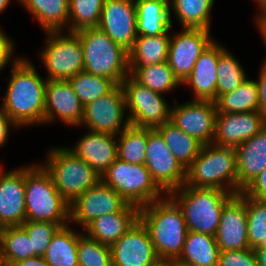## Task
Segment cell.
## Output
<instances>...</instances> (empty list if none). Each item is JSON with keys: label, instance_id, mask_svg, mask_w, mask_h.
Wrapping results in <instances>:
<instances>
[{"label": "cell", "instance_id": "cell-50", "mask_svg": "<svg viewBox=\"0 0 266 266\" xmlns=\"http://www.w3.org/2000/svg\"><path fill=\"white\" fill-rule=\"evenodd\" d=\"M258 266H266V244L254 249Z\"/></svg>", "mask_w": 266, "mask_h": 266}, {"label": "cell", "instance_id": "cell-34", "mask_svg": "<svg viewBox=\"0 0 266 266\" xmlns=\"http://www.w3.org/2000/svg\"><path fill=\"white\" fill-rule=\"evenodd\" d=\"M217 113H242L258 110V88L247 78L237 89L220 95L215 101Z\"/></svg>", "mask_w": 266, "mask_h": 266}, {"label": "cell", "instance_id": "cell-42", "mask_svg": "<svg viewBox=\"0 0 266 266\" xmlns=\"http://www.w3.org/2000/svg\"><path fill=\"white\" fill-rule=\"evenodd\" d=\"M21 226L31 239L34 254L40 257L44 256L51 238L61 227L57 223L39 221H25Z\"/></svg>", "mask_w": 266, "mask_h": 266}, {"label": "cell", "instance_id": "cell-32", "mask_svg": "<svg viewBox=\"0 0 266 266\" xmlns=\"http://www.w3.org/2000/svg\"><path fill=\"white\" fill-rule=\"evenodd\" d=\"M129 75L141 85L160 94L170 93L181 85L167 61L148 66H129Z\"/></svg>", "mask_w": 266, "mask_h": 266}, {"label": "cell", "instance_id": "cell-12", "mask_svg": "<svg viewBox=\"0 0 266 266\" xmlns=\"http://www.w3.org/2000/svg\"><path fill=\"white\" fill-rule=\"evenodd\" d=\"M145 166L152 179L168 194L186 181V169L180 164L156 129L148 128Z\"/></svg>", "mask_w": 266, "mask_h": 266}, {"label": "cell", "instance_id": "cell-33", "mask_svg": "<svg viewBox=\"0 0 266 266\" xmlns=\"http://www.w3.org/2000/svg\"><path fill=\"white\" fill-rule=\"evenodd\" d=\"M174 18L182 28H201L210 30L211 9L215 0H169Z\"/></svg>", "mask_w": 266, "mask_h": 266}, {"label": "cell", "instance_id": "cell-55", "mask_svg": "<svg viewBox=\"0 0 266 266\" xmlns=\"http://www.w3.org/2000/svg\"><path fill=\"white\" fill-rule=\"evenodd\" d=\"M0 266H7V264L3 260L0 259Z\"/></svg>", "mask_w": 266, "mask_h": 266}, {"label": "cell", "instance_id": "cell-13", "mask_svg": "<svg viewBox=\"0 0 266 266\" xmlns=\"http://www.w3.org/2000/svg\"><path fill=\"white\" fill-rule=\"evenodd\" d=\"M210 34V30L201 28H183V31L171 34L167 62L181 84L192 72L201 53L214 40Z\"/></svg>", "mask_w": 266, "mask_h": 266}, {"label": "cell", "instance_id": "cell-19", "mask_svg": "<svg viewBox=\"0 0 266 266\" xmlns=\"http://www.w3.org/2000/svg\"><path fill=\"white\" fill-rule=\"evenodd\" d=\"M25 166L3 171L0 166V228L26 221Z\"/></svg>", "mask_w": 266, "mask_h": 266}, {"label": "cell", "instance_id": "cell-45", "mask_svg": "<svg viewBox=\"0 0 266 266\" xmlns=\"http://www.w3.org/2000/svg\"><path fill=\"white\" fill-rule=\"evenodd\" d=\"M243 192L251 198L266 200V168L243 189Z\"/></svg>", "mask_w": 266, "mask_h": 266}, {"label": "cell", "instance_id": "cell-2", "mask_svg": "<svg viewBox=\"0 0 266 266\" xmlns=\"http://www.w3.org/2000/svg\"><path fill=\"white\" fill-rule=\"evenodd\" d=\"M139 221L146 228L158 258H179L188 229L182 210L168 194L141 207Z\"/></svg>", "mask_w": 266, "mask_h": 266}, {"label": "cell", "instance_id": "cell-4", "mask_svg": "<svg viewBox=\"0 0 266 266\" xmlns=\"http://www.w3.org/2000/svg\"><path fill=\"white\" fill-rule=\"evenodd\" d=\"M185 185L193 188L221 189L237 195L235 148L213 143L203 145L199 155L186 169Z\"/></svg>", "mask_w": 266, "mask_h": 266}, {"label": "cell", "instance_id": "cell-27", "mask_svg": "<svg viewBox=\"0 0 266 266\" xmlns=\"http://www.w3.org/2000/svg\"><path fill=\"white\" fill-rule=\"evenodd\" d=\"M17 1L39 22L38 24H40L45 33L50 31H66L68 29L69 0Z\"/></svg>", "mask_w": 266, "mask_h": 266}, {"label": "cell", "instance_id": "cell-48", "mask_svg": "<svg viewBox=\"0 0 266 266\" xmlns=\"http://www.w3.org/2000/svg\"><path fill=\"white\" fill-rule=\"evenodd\" d=\"M8 266H51L43 257L32 256L27 259L10 263Z\"/></svg>", "mask_w": 266, "mask_h": 266}, {"label": "cell", "instance_id": "cell-20", "mask_svg": "<svg viewBox=\"0 0 266 266\" xmlns=\"http://www.w3.org/2000/svg\"><path fill=\"white\" fill-rule=\"evenodd\" d=\"M83 108L67 80H47L45 89V124L59 119L68 126L79 127Z\"/></svg>", "mask_w": 266, "mask_h": 266}, {"label": "cell", "instance_id": "cell-5", "mask_svg": "<svg viewBox=\"0 0 266 266\" xmlns=\"http://www.w3.org/2000/svg\"><path fill=\"white\" fill-rule=\"evenodd\" d=\"M183 212L188 231L215 236L225 204L235 195L221 189L183 184L168 193Z\"/></svg>", "mask_w": 266, "mask_h": 266}, {"label": "cell", "instance_id": "cell-29", "mask_svg": "<svg viewBox=\"0 0 266 266\" xmlns=\"http://www.w3.org/2000/svg\"><path fill=\"white\" fill-rule=\"evenodd\" d=\"M60 227L51 238L43 258L51 266H79L78 238L83 234L70 227Z\"/></svg>", "mask_w": 266, "mask_h": 266}, {"label": "cell", "instance_id": "cell-24", "mask_svg": "<svg viewBox=\"0 0 266 266\" xmlns=\"http://www.w3.org/2000/svg\"><path fill=\"white\" fill-rule=\"evenodd\" d=\"M238 194L266 168V126L235 148Z\"/></svg>", "mask_w": 266, "mask_h": 266}, {"label": "cell", "instance_id": "cell-11", "mask_svg": "<svg viewBox=\"0 0 266 266\" xmlns=\"http://www.w3.org/2000/svg\"><path fill=\"white\" fill-rule=\"evenodd\" d=\"M126 112L123 87L117 84L109 93L84 106L79 127H87V130L93 132L118 135L130 125L128 116H125Z\"/></svg>", "mask_w": 266, "mask_h": 266}, {"label": "cell", "instance_id": "cell-51", "mask_svg": "<svg viewBox=\"0 0 266 266\" xmlns=\"http://www.w3.org/2000/svg\"><path fill=\"white\" fill-rule=\"evenodd\" d=\"M149 266H170V259L157 258Z\"/></svg>", "mask_w": 266, "mask_h": 266}, {"label": "cell", "instance_id": "cell-54", "mask_svg": "<svg viewBox=\"0 0 266 266\" xmlns=\"http://www.w3.org/2000/svg\"><path fill=\"white\" fill-rule=\"evenodd\" d=\"M170 266H188V265L182 264V263L178 262L177 260H171L170 259Z\"/></svg>", "mask_w": 266, "mask_h": 266}, {"label": "cell", "instance_id": "cell-3", "mask_svg": "<svg viewBox=\"0 0 266 266\" xmlns=\"http://www.w3.org/2000/svg\"><path fill=\"white\" fill-rule=\"evenodd\" d=\"M26 221L70 223V205L41 164L25 166Z\"/></svg>", "mask_w": 266, "mask_h": 266}, {"label": "cell", "instance_id": "cell-17", "mask_svg": "<svg viewBox=\"0 0 266 266\" xmlns=\"http://www.w3.org/2000/svg\"><path fill=\"white\" fill-rule=\"evenodd\" d=\"M220 251L250 248L246 213V194L234 195L223 207L215 235Z\"/></svg>", "mask_w": 266, "mask_h": 266}, {"label": "cell", "instance_id": "cell-25", "mask_svg": "<svg viewBox=\"0 0 266 266\" xmlns=\"http://www.w3.org/2000/svg\"><path fill=\"white\" fill-rule=\"evenodd\" d=\"M139 207L128 204L122 211L102 215L90 222L82 231L98 242L111 246L139 220Z\"/></svg>", "mask_w": 266, "mask_h": 266}, {"label": "cell", "instance_id": "cell-6", "mask_svg": "<svg viewBox=\"0 0 266 266\" xmlns=\"http://www.w3.org/2000/svg\"><path fill=\"white\" fill-rule=\"evenodd\" d=\"M83 47L84 71L107 77L116 84L129 75V54L99 29L88 28L76 32Z\"/></svg>", "mask_w": 266, "mask_h": 266}, {"label": "cell", "instance_id": "cell-40", "mask_svg": "<svg viewBox=\"0 0 266 266\" xmlns=\"http://www.w3.org/2000/svg\"><path fill=\"white\" fill-rule=\"evenodd\" d=\"M248 241L252 249L266 244V200L246 195Z\"/></svg>", "mask_w": 266, "mask_h": 266}, {"label": "cell", "instance_id": "cell-36", "mask_svg": "<svg viewBox=\"0 0 266 266\" xmlns=\"http://www.w3.org/2000/svg\"><path fill=\"white\" fill-rule=\"evenodd\" d=\"M117 139V158L131 164H144L148 128L129 125Z\"/></svg>", "mask_w": 266, "mask_h": 266}, {"label": "cell", "instance_id": "cell-18", "mask_svg": "<svg viewBox=\"0 0 266 266\" xmlns=\"http://www.w3.org/2000/svg\"><path fill=\"white\" fill-rule=\"evenodd\" d=\"M110 249L112 266H149L158 258L149 234L139 220Z\"/></svg>", "mask_w": 266, "mask_h": 266}, {"label": "cell", "instance_id": "cell-22", "mask_svg": "<svg viewBox=\"0 0 266 266\" xmlns=\"http://www.w3.org/2000/svg\"><path fill=\"white\" fill-rule=\"evenodd\" d=\"M225 49L224 45L213 40L201 53L192 72L181 84L191 88L193 100H216L218 58Z\"/></svg>", "mask_w": 266, "mask_h": 266}, {"label": "cell", "instance_id": "cell-26", "mask_svg": "<svg viewBox=\"0 0 266 266\" xmlns=\"http://www.w3.org/2000/svg\"><path fill=\"white\" fill-rule=\"evenodd\" d=\"M137 35L170 34L172 15L169 0H135Z\"/></svg>", "mask_w": 266, "mask_h": 266}, {"label": "cell", "instance_id": "cell-35", "mask_svg": "<svg viewBox=\"0 0 266 266\" xmlns=\"http://www.w3.org/2000/svg\"><path fill=\"white\" fill-rule=\"evenodd\" d=\"M32 256L36 255L32 249L31 239L21 225L0 228V259L7 266Z\"/></svg>", "mask_w": 266, "mask_h": 266}, {"label": "cell", "instance_id": "cell-44", "mask_svg": "<svg viewBox=\"0 0 266 266\" xmlns=\"http://www.w3.org/2000/svg\"><path fill=\"white\" fill-rule=\"evenodd\" d=\"M14 49L15 44L13 40L0 28V72L10 61L14 65L21 58L20 56L17 58L13 57Z\"/></svg>", "mask_w": 266, "mask_h": 266}, {"label": "cell", "instance_id": "cell-1", "mask_svg": "<svg viewBox=\"0 0 266 266\" xmlns=\"http://www.w3.org/2000/svg\"><path fill=\"white\" fill-rule=\"evenodd\" d=\"M9 77L0 109L18 128L45 124L47 79H43L35 65L22 56L12 65Z\"/></svg>", "mask_w": 266, "mask_h": 266}, {"label": "cell", "instance_id": "cell-31", "mask_svg": "<svg viewBox=\"0 0 266 266\" xmlns=\"http://www.w3.org/2000/svg\"><path fill=\"white\" fill-rule=\"evenodd\" d=\"M180 164L187 169L199 155L203 146L197 139L179 129L171 121L156 128Z\"/></svg>", "mask_w": 266, "mask_h": 266}, {"label": "cell", "instance_id": "cell-43", "mask_svg": "<svg viewBox=\"0 0 266 266\" xmlns=\"http://www.w3.org/2000/svg\"><path fill=\"white\" fill-rule=\"evenodd\" d=\"M218 266H258L254 249L220 251Z\"/></svg>", "mask_w": 266, "mask_h": 266}, {"label": "cell", "instance_id": "cell-28", "mask_svg": "<svg viewBox=\"0 0 266 266\" xmlns=\"http://www.w3.org/2000/svg\"><path fill=\"white\" fill-rule=\"evenodd\" d=\"M219 253L215 236L188 231L177 261L188 266H218Z\"/></svg>", "mask_w": 266, "mask_h": 266}, {"label": "cell", "instance_id": "cell-14", "mask_svg": "<svg viewBox=\"0 0 266 266\" xmlns=\"http://www.w3.org/2000/svg\"><path fill=\"white\" fill-rule=\"evenodd\" d=\"M129 203L101 180L70 205V224L85 228L99 216L122 211Z\"/></svg>", "mask_w": 266, "mask_h": 266}, {"label": "cell", "instance_id": "cell-37", "mask_svg": "<svg viewBox=\"0 0 266 266\" xmlns=\"http://www.w3.org/2000/svg\"><path fill=\"white\" fill-rule=\"evenodd\" d=\"M70 86L83 106L109 93L117 84L104 76L94 75L85 71L68 78Z\"/></svg>", "mask_w": 266, "mask_h": 266}, {"label": "cell", "instance_id": "cell-49", "mask_svg": "<svg viewBox=\"0 0 266 266\" xmlns=\"http://www.w3.org/2000/svg\"><path fill=\"white\" fill-rule=\"evenodd\" d=\"M256 25L266 45V10L256 16ZM266 61V60H265Z\"/></svg>", "mask_w": 266, "mask_h": 266}, {"label": "cell", "instance_id": "cell-30", "mask_svg": "<svg viewBox=\"0 0 266 266\" xmlns=\"http://www.w3.org/2000/svg\"><path fill=\"white\" fill-rule=\"evenodd\" d=\"M171 34L158 36L138 35L128 51L129 66H148L166 62Z\"/></svg>", "mask_w": 266, "mask_h": 266}, {"label": "cell", "instance_id": "cell-52", "mask_svg": "<svg viewBox=\"0 0 266 266\" xmlns=\"http://www.w3.org/2000/svg\"><path fill=\"white\" fill-rule=\"evenodd\" d=\"M257 3V6L259 7L260 13L266 10V0H254Z\"/></svg>", "mask_w": 266, "mask_h": 266}, {"label": "cell", "instance_id": "cell-47", "mask_svg": "<svg viewBox=\"0 0 266 266\" xmlns=\"http://www.w3.org/2000/svg\"><path fill=\"white\" fill-rule=\"evenodd\" d=\"M12 128H18V126L10 119V117L0 109V147L7 143L9 138V131Z\"/></svg>", "mask_w": 266, "mask_h": 266}, {"label": "cell", "instance_id": "cell-21", "mask_svg": "<svg viewBox=\"0 0 266 266\" xmlns=\"http://www.w3.org/2000/svg\"><path fill=\"white\" fill-rule=\"evenodd\" d=\"M264 126L266 120L258 111L242 113H217L213 144L236 148L253 137Z\"/></svg>", "mask_w": 266, "mask_h": 266}, {"label": "cell", "instance_id": "cell-8", "mask_svg": "<svg viewBox=\"0 0 266 266\" xmlns=\"http://www.w3.org/2000/svg\"><path fill=\"white\" fill-rule=\"evenodd\" d=\"M101 181L139 208L167 195L152 179L145 164H131L118 158L103 173Z\"/></svg>", "mask_w": 266, "mask_h": 266}, {"label": "cell", "instance_id": "cell-38", "mask_svg": "<svg viewBox=\"0 0 266 266\" xmlns=\"http://www.w3.org/2000/svg\"><path fill=\"white\" fill-rule=\"evenodd\" d=\"M246 74L238 59L226 48L218 58L216 99L220 95L237 89L247 80Z\"/></svg>", "mask_w": 266, "mask_h": 266}, {"label": "cell", "instance_id": "cell-15", "mask_svg": "<svg viewBox=\"0 0 266 266\" xmlns=\"http://www.w3.org/2000/svg\"><path fill=\"white\" fill-rule=\"evenodd\" d=\"M173 103L176 105L171 106L170 121L203 145L212 143L217 115L215 102L192 99L180 105L175 100Z\"/></svg>", "mask_w": 266, "mask_h": 266}, {"label": "cell", "instance_id": "cell-16", "mask_svg": "<svg viewBox=\"0 0 266 266\" xmlns=\"http://www.w3.org/2000/svg\"><path fill=\"white\" fill-rule=\"evenodd\" d=\"M98 28L129 51L138 36L135 0H105Z\"/></svg>", "mask_w": 266, "mask_h": 266}, {"label": "cell", "instance_id": "cell-41", "mask_svg": "<svg viewBox=\"0 0 266 266\" xmlns=\"http://www.w3.org/2000/svg\"><path fill=\"white\" fill-rule=\"evenodd\" d=\"M79 266H112L110 246L88 237L84 232L78 238Z\"/></svg>", "mask_w": 266, "mask_h": 266}, {"label": "cell", "instance_id": "cell-46", "mask_svg": "<svg viewBox=\"0 0 266 266\" xmlns=\"http://www.w3.org/2000/svg\"><path fill=\"white\" fill-rule=\"evenodd\" d=\"M260 66L259 77L257 79L258 88V111L263 115L266 120V61Z\"/></svg>", "mask_w": 266, "mask_h": 266}, {"label": "cell", "instance_id": "cell-53", "mask_svg": "<svg viewBox=\"0 0 266 266\" xmlns=\"http://www.w3.org/2000/svg\"><path fill=\"white\" fill-rule=\"evenodd\" d=\"M11 0H0V14L6 10Z\"/></svg>", "mask_w": 266, "mask_h": 266}, {"label": "cell", "instance_id": "cell-9", "mask_svg": "<svg viewBox=\"0 0 266 266\" xmlns=\"http://www.w3.org/2000/svg\"><path fill=\"white\" fill-rule=\"evenodd\" d=\"M39 58L47 70V80H67L84 71L83 47L76 32H46Z\"/></svg>", "mask_w": 266, "mask_h": 266}, {"label": "cell", "instance_id": "cell-7", "mask_svg": "<svg viewBox=\"0 0 266 266\" xmlns=\"http://www.w3.org/2000/svg\"><path fill=\"white\" fill-rule=\"evenodd\" d=\"M48 151L47 160L42 166L69 205L101 180L98 173L68 147H53Z\"/></svg>", "mask_w": 266, "mask_h": 266}, {"label": "cell", "instance_id": "cell-23", "mask_svg": "<svg viewBox=\"0 0 266 266\" xmlns=\"http://www.w3.org/2000/svg\"><path fill=\"white\" fill-rule=\"evenodd\" d=\"M117 137L118 135L88 130L68 149L85 160L101 177L117 159Z\"/></svg>", "mask_w": 266, "mask_h": 266}, {"label": "cell", "instance_id": "cell-39", "mask_svg": "<svg viewBox=\"0 0 266 266\" xmlns=\"http://www.w3.org/2000/svg\"><path fill=\"white\" fill-rule=\"evenodd\" d=\"M105 0H69L70 32L98 27Z\"/></svg>", "mask_w": 266, "mask_h": 266}, {"label": "cell", "instance_id": "cell-10", "mask_svg": "<svg viewBox=\"0 0 266 266\" xmlns=\"http://www.w3.org/2000/svg\"><path fill=\"white\" fill-rule=\"evenodd\" d=\"M121 85L125 94L127 113H130L127 114L130 125L156 129L170 121L171 107L162 94L141 85L130 75Z\"/></svg>", "mask_w": 266, "mask_h": 266}]
</instances>
